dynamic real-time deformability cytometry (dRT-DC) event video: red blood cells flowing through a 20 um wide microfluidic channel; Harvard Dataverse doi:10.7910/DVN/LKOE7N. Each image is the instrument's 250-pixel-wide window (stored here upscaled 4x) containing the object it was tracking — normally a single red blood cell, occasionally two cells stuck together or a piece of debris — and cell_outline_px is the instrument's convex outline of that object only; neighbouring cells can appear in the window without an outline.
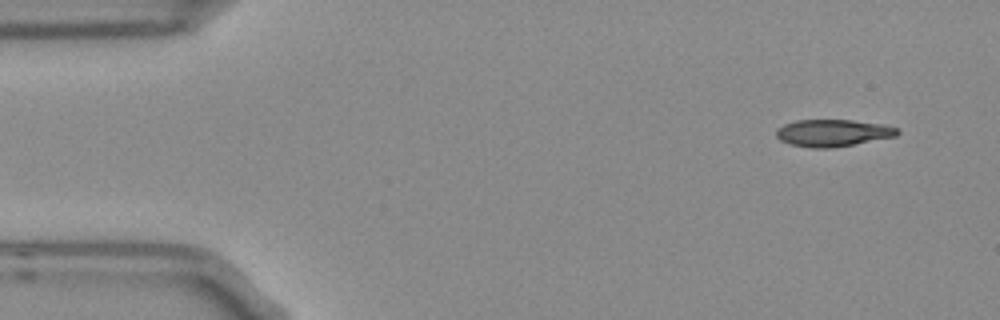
{"species": "Egyptian fruit bat (a non-hibernating species)", "species_latin": "Rousettus aegyptiacus", "temperature_condition": "room temperature", "stored_images_in_passage": 4, "camera_frame_rate_fps": 3000, "um_per_image_px": 0.085, "frame": {"image": 1, "passage_image": 1, "time_ms": 0.0, "image_size_px": [1000, 320], "cell_outline_px": [[900, 132], [896, 136], [832, 148], [812, 148], [788, 144], [780, 140], [776, 136], [776, 128], [784, 124], [796, 120], [852, 120], [884, 124], [896, 128]], "centroid_in_image_um": [70.75, 11.3], "position_along_channel_um": 14.2, "area_um2": 19.13}}
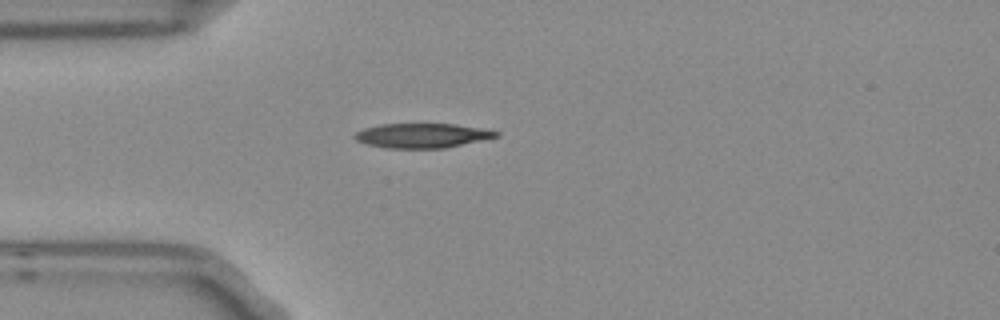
{"frame": {"image": 2, "passage_image": 4, "time_ms": 1.0, "image_size_px": [1000, 320], "cell_outline_px": [[500, 136], [444, 148], [384, 148], [368, 144], [356, 140], [352, 136], [356, 132], [364, 128], [380, 124], [456, 124], [488, 128], [500, 132]], "centroid_in_image_um": [35.92, 11.51], "position_along_channel_um": 49.1, "area_um2": 20.35}}